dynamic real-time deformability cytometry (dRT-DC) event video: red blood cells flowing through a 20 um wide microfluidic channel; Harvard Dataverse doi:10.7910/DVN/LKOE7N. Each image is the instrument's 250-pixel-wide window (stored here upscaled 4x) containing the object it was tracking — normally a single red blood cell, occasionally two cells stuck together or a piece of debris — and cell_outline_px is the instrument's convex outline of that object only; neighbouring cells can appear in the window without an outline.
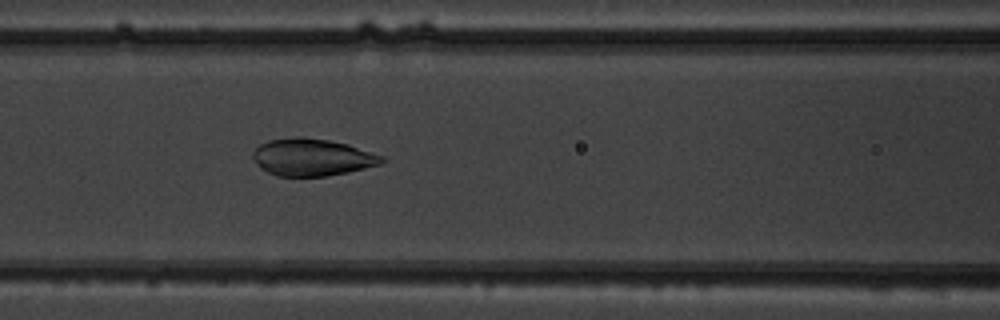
{"species": "common noctule bat (a hibernating species)", "species_latin": "Nyctalus noctula", "temperature_condition": "warm", "stored_images_in_passage": 53, "camera_frame_rate_fps": 3000, "um_per_image_px": 0.085, "animal": {"sex": "male", "body_mass_g": 19.5, "forearm_length_mm": 54.6}, "frame": {"image": 1, "passage_image": 23, "time_ms": 7.333, "image_size_px": [1000, 320], "cell_outline_px": [[388, 160], [380, 164], [348, 172], [328, 176], [276, 176], [260, 168], [256, 164], [252, 156], [252, 152], [260, 144], [268, 140], [296, 136], [300, 136], [328, 140], [348, 144], [384, 156]], "centroid_in_image_um": [26.52, 13.36], "position_along_channel_um": 140.1, "area_um2": 28.15}}
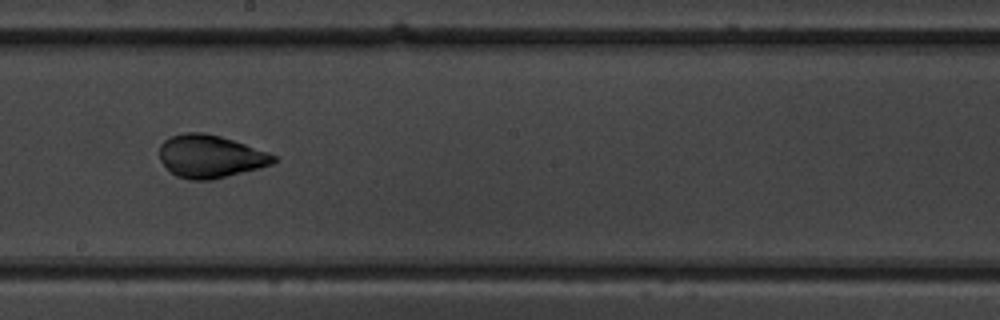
{"frame": {"image": 2, "passage_image": 30, "time_ms": 9.667, "image_size_px": [1000, 320], "cell_outline_px": [[276, 160], [272, 164], [260, 168], [212, 180], [192, 180], [176, 176], [160, 160], [160, 144], [164, 140], [172, 136], [184, 132], [204, 132], [220, 136], [268, 152], [276, 156]], "centroid_in_image_um": [17.87, 13.29], "position_along_channel_um": 230.3, "area_um2": 28.32}}
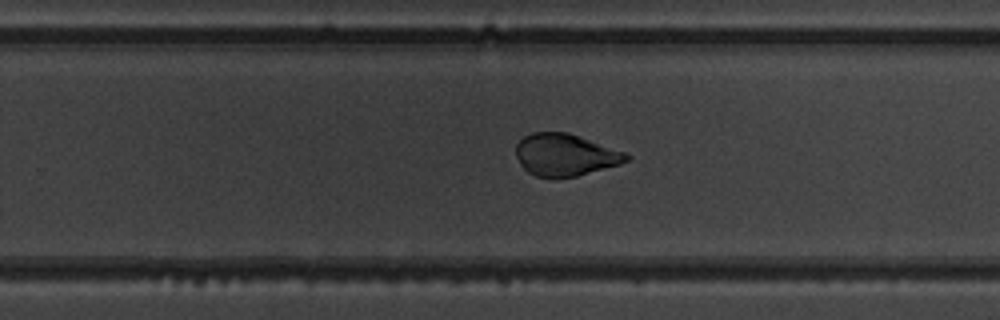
{"frame": {"image": 3, "passage_image": 34, "time_ms": 11.0, "image_size_px": [1000, 320], "cell_outline_px": [[632, 156], [628, 160], [620, 164], [576, 176], [536, 176], [528, 172], [520, 164], [516, 156], [516, 144], [524, 136], [532, 132], [568, 132], [624, 152]], "centroid_in_image_um": [48.03, 13.14], "position_along_channel_um": 281.8, "area_um2": 26.7}}